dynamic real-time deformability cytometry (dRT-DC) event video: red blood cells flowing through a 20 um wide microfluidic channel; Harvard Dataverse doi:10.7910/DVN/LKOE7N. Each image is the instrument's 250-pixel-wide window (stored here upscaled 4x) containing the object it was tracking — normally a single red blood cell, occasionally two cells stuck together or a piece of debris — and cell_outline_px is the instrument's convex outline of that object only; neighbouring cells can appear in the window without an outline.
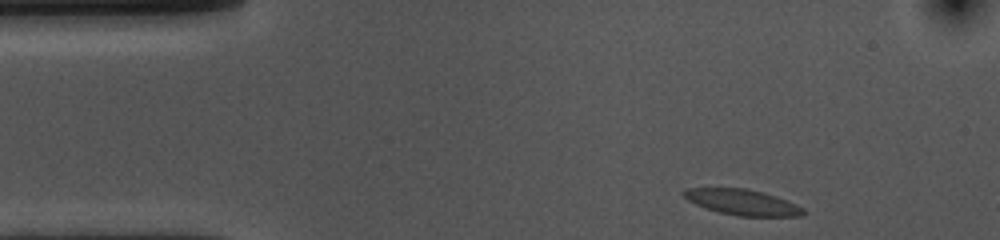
{"species": "common noctule bat (a hibernating species)", "species_latin": "Nyctalus noctula", "temperature_condition": "cold", "stored_images_in_passage": 7, "camera_frame_rate_fps": 3000, "um_per_image_px": 0.085, "animal": {"sex": "female", "body_mass_g": 10.0, "forearm_length_mm": 53.1}, "frame": {"image": 1, "passage_image": 1, "time_ms": 0.0, "image_size_px": [1000, 240], "cell_outline_px": [[808, 212], [804, 216], [736, 216], [704, 208], [688, 200], [680, 192], [684, 188], [748, 188], [764, 192], [776, 196], [796, 204], [804, 208]], "centroid_in_image_um": [63.12, 17.19], "position_along_channel_um": 21.9, "area_um2": 18.15}}